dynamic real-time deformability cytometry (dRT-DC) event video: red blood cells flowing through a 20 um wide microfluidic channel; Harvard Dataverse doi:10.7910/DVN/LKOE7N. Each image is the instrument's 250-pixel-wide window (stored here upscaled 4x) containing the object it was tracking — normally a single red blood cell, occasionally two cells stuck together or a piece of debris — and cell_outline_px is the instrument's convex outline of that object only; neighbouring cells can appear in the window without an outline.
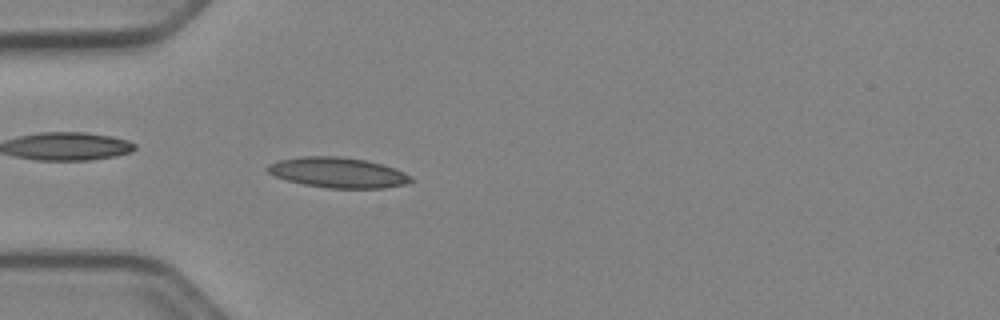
{"species": "Egyptian fruit bat (a non-hibernating species)", "species_latin": "Rousettus aegyptiacus", "temperature_condition": "cold", "stored_images_in_passage": 51, "camera_frame_rate_fps": 3000, "um_per_image_px": 0.085, "animal": {"sex": "female"}, "frame": {"image": 1, "passage_image": 15, "time_ms": 4.667, "image_size_px": [1000, 320], "cell_outline_px": [[416, 180], [408, 184], [384, 188], [328, 188], [304, 184], [288, 180], [276, 176], [268, 172], [264, 168], [268, 164], [280, 160], [300, 156], [340, 156], [364, 160], [380, 164], [404, 172], [412, 176]], "centroid_in_image_um": [28.74, 14.67], "position_along_channel_um": 56.3, "area_um2": 25.32}}
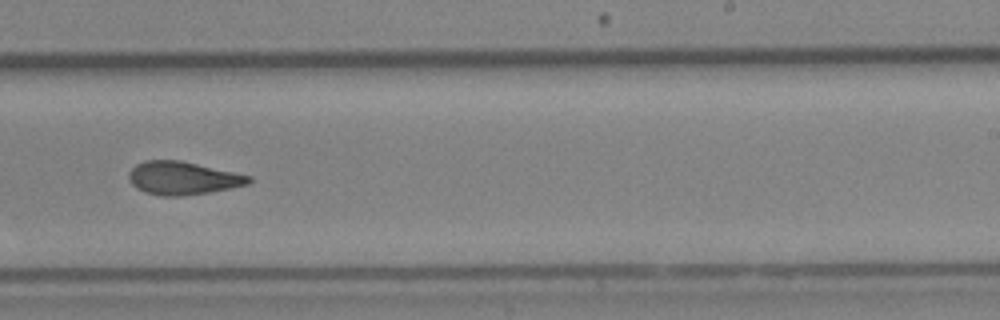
{"frame": {"image": 2, "passage_image": 32, "time_ms": 10.333, "image_size_px": [1000, 320], "cell_outline_px": [[252, 180], [248, 184], [208, 192], [180, 196], [160, 196], [144, 192], [136, 188], [132, 184], [128, 176], [128, 172], [136, 164], [144, 160], [180, 160], [252, 176]], "centroid_in_image_um": [15.5, 15.13], "position_along_channel_um": 273.5, "area_um2": 23.06}}
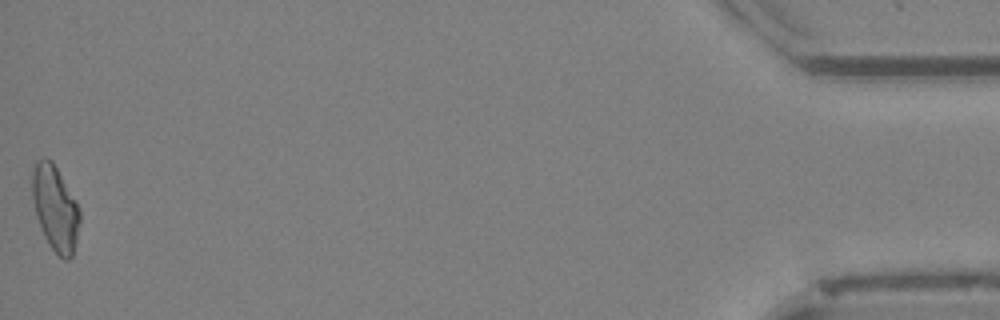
{"frame": {"image": 3, "passage_image": 51, "time_ms": 16.667, "image_size_px": [1000, 320], "cell_outline_px": [[80, 220], [76, 240], [72, 256], [68, 260], [64, 260], [52, 248], [44, 236], [40, 228], [36, 216], [32, 196], [32, 172], [36, 160], [44, 156], [52, 160], [80, 208]], "centroid_in_image_um": [4.68, 17.67], "position_along_channel_um": 430.5, "area_um2": 23.58}, "authors_computed_cell_mechanics": {"area_um2": 23.0044, "velocity_mm_per_s": 3.9605, "shape_relaxation_time_tau1_ms": 9.8427, "shape_relaxation_time_tau2_ms": 2.6353, "deformation_change_tau1": 0.2311, "deformation_change_tau2": 0.0884}}